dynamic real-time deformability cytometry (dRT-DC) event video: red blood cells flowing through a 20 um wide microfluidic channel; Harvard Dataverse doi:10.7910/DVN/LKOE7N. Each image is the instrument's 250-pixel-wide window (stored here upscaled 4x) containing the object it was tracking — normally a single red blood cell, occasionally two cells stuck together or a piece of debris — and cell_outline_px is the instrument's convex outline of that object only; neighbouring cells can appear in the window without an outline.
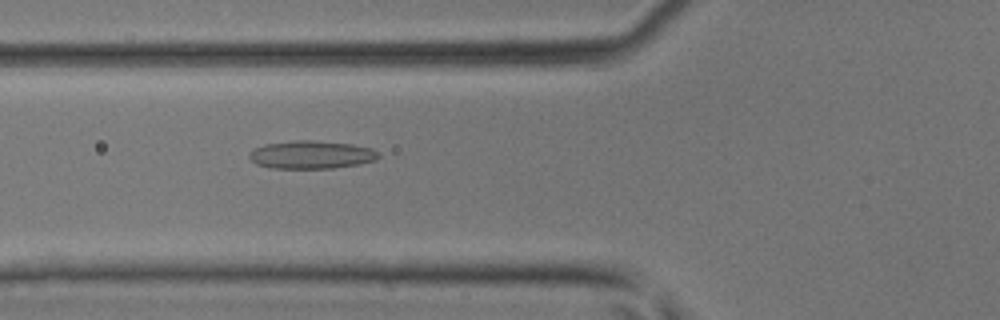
{"species": "common noctule bat (a hibernating species)", "species_latin": "Nyctalus noctula", "temperature_condition": "room temperature", "stored_images_in_passage": 33, "camera_frame_rate_fps": 3000, "um_per_image_px": 0.085, "animal": {"sex": "male", "body_mass_g": 17.9, "forearm_length_mm": 54.2}, "frame": {"image": 1, "passage_image": 5, "time_ms": 1.333, "image_size_px": [1000, 320], "cell_outline_px": [[380, 156], [376, 160], [360, 164], [332, 168], [272, 168], [256, 164], [248, 156], [248, 152], [264, 144], [296, 140], [312, 140], [352, 144], [372, 148], [380, 152]], "centroid_in_image_um": [26.49, 13.15], "position_along_channel_um": 99.3, "area_um2": 21.21}}
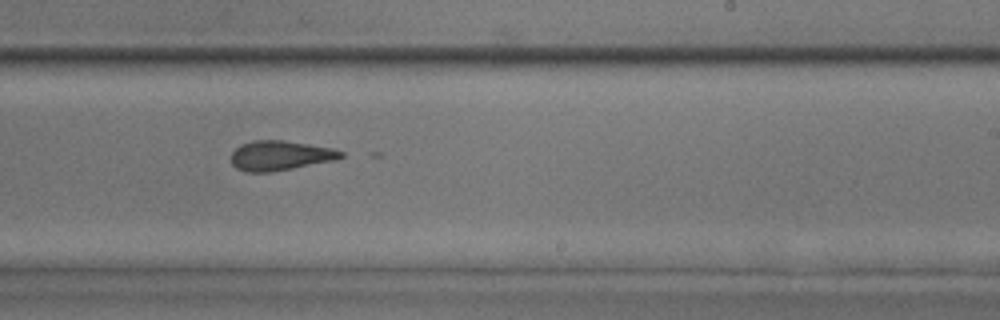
{"frame": {"image": 2, "passage_image": 16, "time_ms": 5.0, "image_size_px": [1000, 320], "cell_outline_px": [[344, 156], [336, 160], [272, 172], [244, 172], [236, 168], [232, 164], [232, 152], [240, 144], [252, 140], [284, 140], [332, 148], [344, 152]], "centroid_in_image_um": [23.81, 13.22], "position_along_channel_um": 265.2, "area_um2": 19.13}}
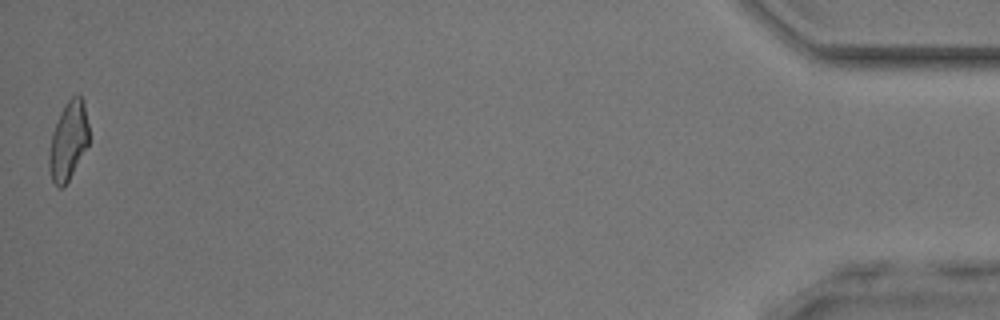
{"frame": {"image": 3, "passage_image": 33, "time_ms": 10.667, "image_size_px": [1000, 320], "cell_outline_px": [[88, 144], [68, 180], [60, 188], [52, 180], [48, 168], [48, 156], [52, 132], [60, 112], [64, 104], [76, 92], [84, 100], [88, 124]], "centroid_in_image_um": [5.79, 11.9], "position_along_channel_um": 429.4, "area_um2": 18.09}}